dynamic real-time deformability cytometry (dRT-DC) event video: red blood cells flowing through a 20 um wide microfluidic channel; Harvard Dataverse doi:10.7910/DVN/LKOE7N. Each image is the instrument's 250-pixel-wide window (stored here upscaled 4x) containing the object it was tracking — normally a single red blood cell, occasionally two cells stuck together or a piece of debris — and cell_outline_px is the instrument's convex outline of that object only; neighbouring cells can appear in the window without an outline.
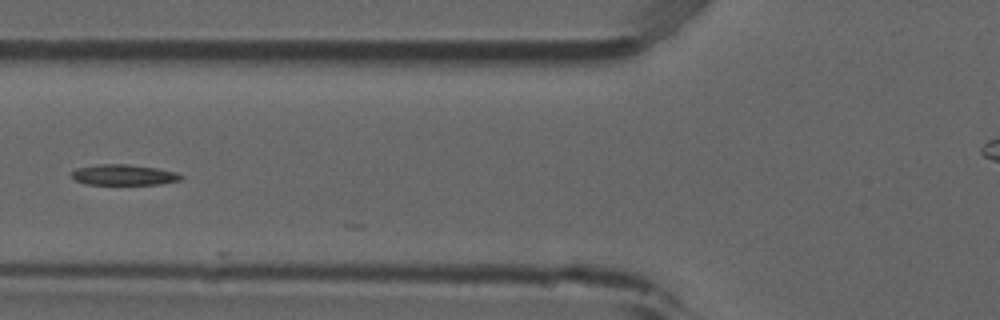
{"species": "common noctule bat (a hibernating species)", "species_latin": "Nyctalus noctula", "temperature_condition": "room temperature", "stored_images_in_passage": 5, "camera_frame_rate_fps": 3000, "um_per_image_px": 0.085, "animal": {"sex": "male", "forearm_length_mm": 52.5}, "frame": {"image": 1, "passage_image": 5, "time_ms": 1.333, "image_size_px": [1000, 320], "cell_outline_px": [[184, 176], [180, 180], [160, 184], [88, 184], [76, 180], [72, 176], [72, 172], [76, 168], [96, 164], [128, 164], [156, 168], [176, 172]], "centroid_in_image_um": [10.53, 14.85], "position_along_channel_um": 115.3, "area_um2": 13.06}}